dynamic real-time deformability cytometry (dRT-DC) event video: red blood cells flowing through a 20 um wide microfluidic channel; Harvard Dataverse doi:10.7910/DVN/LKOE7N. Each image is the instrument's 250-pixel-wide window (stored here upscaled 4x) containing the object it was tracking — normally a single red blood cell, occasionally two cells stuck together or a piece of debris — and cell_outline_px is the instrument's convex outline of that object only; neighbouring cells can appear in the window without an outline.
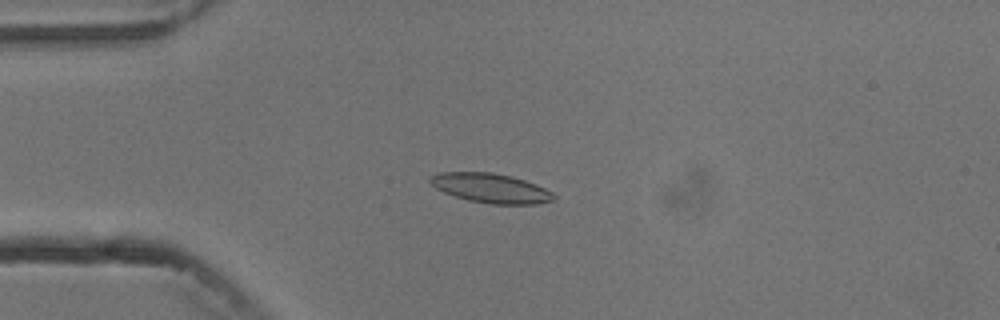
{"species": "common noctule bat (a hibernating species)", "species_latin": "Nyctalus noctula", "temperature_condition": "cold", "stored_images_in_passage": 7, "camera_frame_rate_fps": 3000, "um_per_image_px": 0.085, "animal": {"sex": "male", "body_mass_g": 13.3}, "frame": {"image": 1, "passage_image": 3, "time_ms": 3.333, "image_size_px": [1000, 320], "cell_outline_px": [[556, 196], [552, 200], [536, 204], [492, 204], [468, 200], [444, 192], [436, 188], [428, 180], [428, 176], [440, 172], [492, 172], [512, 176], [536, 184], [552, 192]], "centroid_in_image_um": [41.7, 15.98], "position_along_channel_um": 43.3, "area_um2": 21.15}}
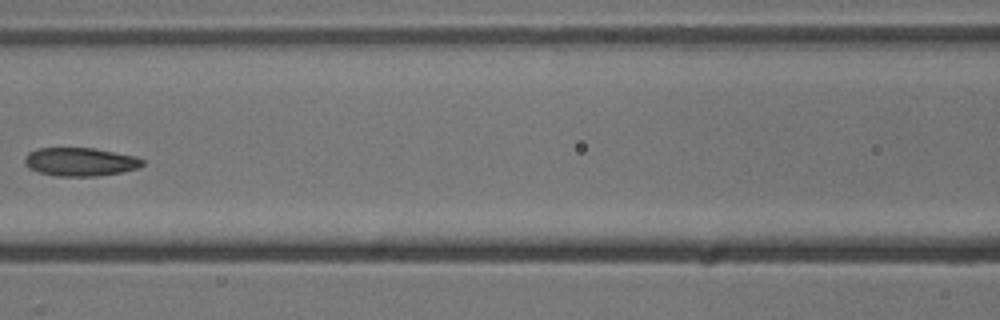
{"frame": {"image": 2, "passage_image": 6, "time_ms": 7.0, "image_size_px": [1000, 320], "cell_outline_px": [[144, 164], [136, 168], [120, 172], [96, 176], [56, 176], [40, 172], [28, 168], [24, 164], [24, 156], [28, 152], [36, 148], [92, 148], [136, 156], [144, 160]], "centroid_in_image_um": [6.77, 13.75], "position_along_channel_um": 159.8, "area_um2": 19.48}}
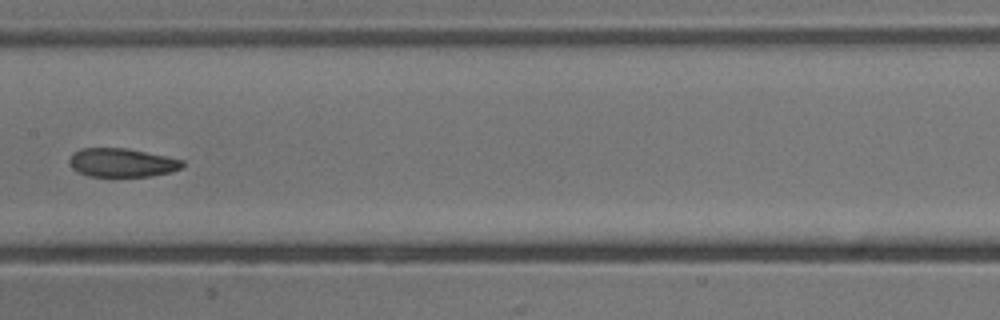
{"frame": {"image": 3, "passage_image": 7, "time_ms": 8.0, "image_size_px": [1000, 320], "cell_outline_px": [[184, 168], [172, 172], [152, 176], [88, 176], [76, 172], [72, 168], [68, 160], [72, 152], [80, 148], [128, 148], [184, 160]], "centroid_in_image_um": [10.36, 13.82], "position_along_channel_um": 197.0, "area_um2": 19.19}}